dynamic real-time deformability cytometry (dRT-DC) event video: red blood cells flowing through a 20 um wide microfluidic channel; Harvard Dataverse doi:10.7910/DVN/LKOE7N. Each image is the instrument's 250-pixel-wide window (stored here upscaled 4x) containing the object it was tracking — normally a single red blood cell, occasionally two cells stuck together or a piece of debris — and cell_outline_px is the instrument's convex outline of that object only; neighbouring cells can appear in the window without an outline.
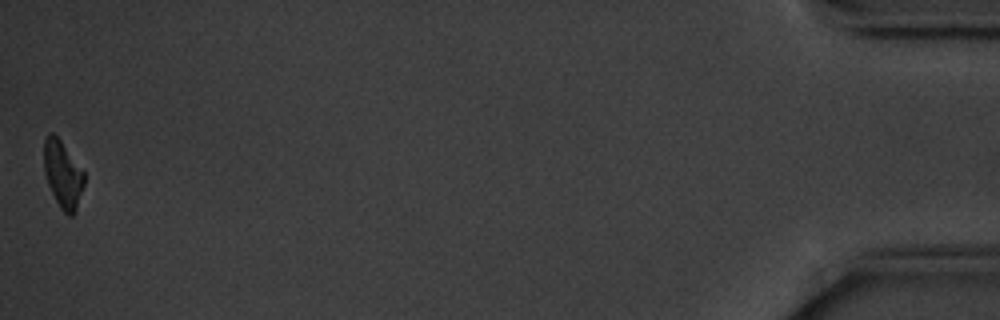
{"species": "common noctule bat (a hibernating species)", "species_latin": "Nyctalus noctula", "temperature_condition": "cold", "stored_images_in_passage": 41, "camera_frame_rate_fps": 3000, "um_per_image_px": 0.085, "animal": {"sex": "male", "body_mass_g": 20.1, "forearm_length_mm": 53.5}, "frame": {"image": 1, "passage_image": 41, "time_ms": 13.333, "image_size_px": [1000, 320], "cell_outline_px": [[84, 184], [76, 212], [72, 216], [68, 216], [60, 208], [48, 184], [44, 172], [44, 140], [48, 132], [52, 132], [60, 140], [84, 172]], "centroid_in_image_um": [5.33, 14.84], "position_along_channel_um": 429.9, "area_um2": 15.61}, "authors_computed_cell_mechanics": {"area_um2": 17.5712, "velocity_mm_per_s": 3.5322, "shape_relaxation_time_tau1_ms": 2.4229, "shape_relaxation_time_tau2_ms": null, "deformation_change_tau1": 0.1009, "deformation_change_tau2": null}}